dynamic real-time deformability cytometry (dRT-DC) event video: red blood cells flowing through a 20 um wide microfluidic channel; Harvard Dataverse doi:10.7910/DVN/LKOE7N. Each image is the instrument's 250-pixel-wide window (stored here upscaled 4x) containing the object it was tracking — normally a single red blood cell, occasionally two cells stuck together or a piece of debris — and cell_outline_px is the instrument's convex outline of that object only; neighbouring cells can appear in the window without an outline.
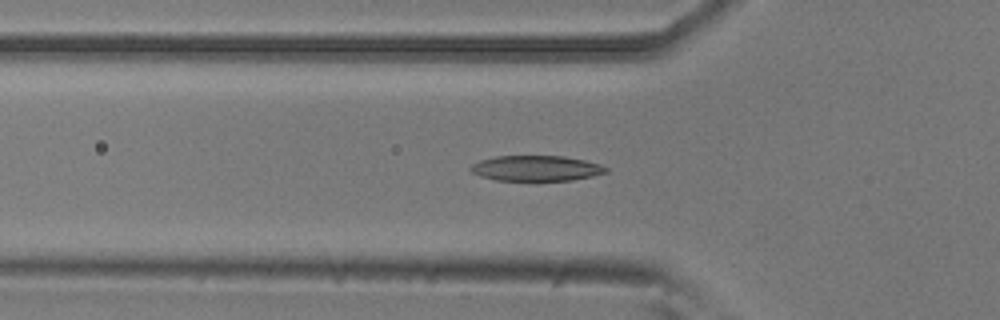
{"species": "common noctule bat (a hibernating species)", "species_latin": "Nyctalus noctula", "temperature_condition": "room temperature", "stored_images_in_passage": 47, "camera_frame_rate_fps": 3000, "um_per_image_px": 0.085, "animal": {"sex": "male", "body_mass_g": 20.5, "forearm_length_mm": 52.5}, "frame": {"image": 1, "passage_image": 16, "time_ms": 5.0, "image_size_px": [1000, 320], "cell_outline_px": [[608, 172], [592, 176], [572, 180], [496, 180], [480, 176], [472, 172], [468, 168], [472, 164], [480, 160], [496, 156], [564, 156], [584, 160], [600, 164], [608, 168]], "centroid_in_image_um": [45.57, 14.3], "position_along_channel_um": 80.2, "area_um2": 20.0}}
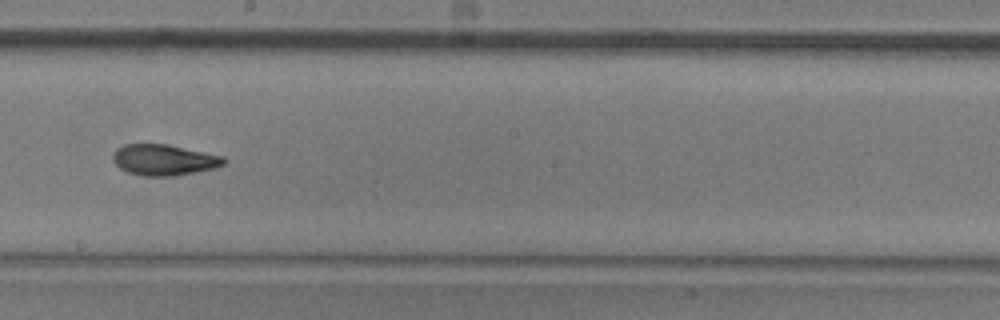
{"frame": {"image": 2, "passage_image": 28, "time_ms": 9.0, "image_size_px": [1000, 320], "cell_outline_px": [[228, 160], [224, 164], [216, 168], [172, 176], [140, 176], [128, 172], [120, 168], [112, 160], [112, 156], [116, 148], [124, 144], [168, 144], [224, 156]], "centroid_in_image_um": [13.94, 13.59], "position_along_channel_um": 234.3, "area_um2": 20.17}}
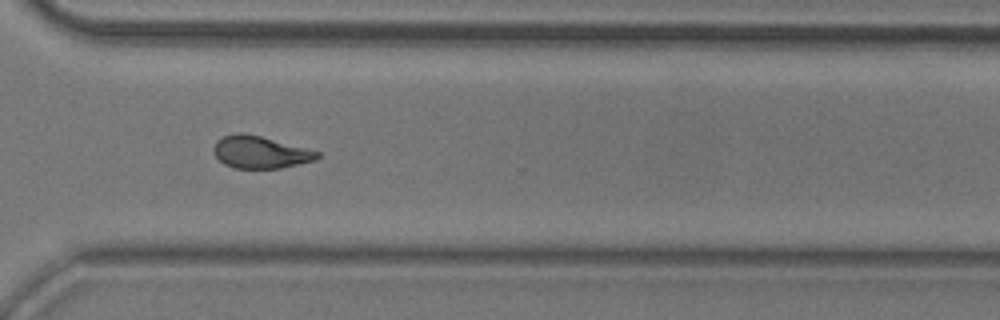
{"frame": {"image": 3, "passage_image": 37, "time_ms": 12.0, "image_size_px": [1000, 320], "cell_outline_px": [[320, 156], [316, 160], [280, 168], [232, 168], [224, 164], [216, 156], [212, 148], [216, 140], [224, 136], [236, 132], [244, 132], [260, 136], [320, 152]], "centroid_in_image_um": [22.08, 12.93], "position_along_channel_um": 348.5, "area_um2": 19.42}, "authors_computed_cell_mechanics": {"area_um2": 20.0566, "velocity_mm_per_s": 3.8206, "shape_relaxation_time_tau1_ms": 4.1304, "shape_relaxation_time_tau2_ms": 2.2504, "deformation_change_tau1": 0.1622, "deformation_change_tau2": 0.0933}}